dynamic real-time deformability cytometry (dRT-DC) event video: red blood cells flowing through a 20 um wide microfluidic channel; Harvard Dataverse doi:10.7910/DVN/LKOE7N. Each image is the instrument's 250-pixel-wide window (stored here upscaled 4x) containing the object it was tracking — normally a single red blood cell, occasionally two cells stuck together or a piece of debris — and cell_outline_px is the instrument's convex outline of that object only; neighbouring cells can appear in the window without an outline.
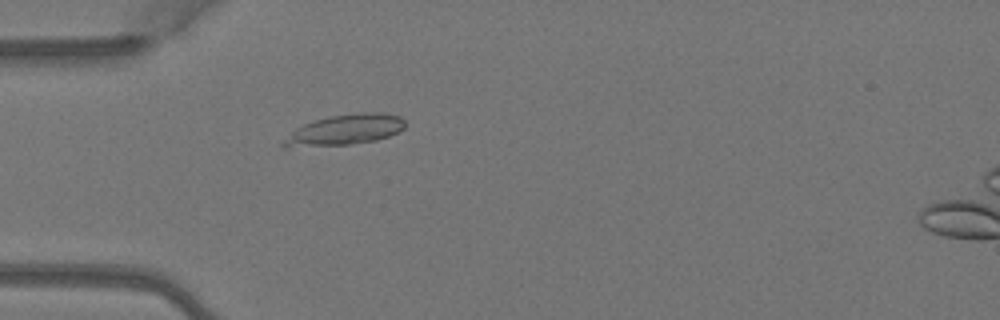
{"species": "Egyptian fruit bat (a non-hibernating species)", "species_latin": "Rousettus aegyptiacus", "temperature_condition": "warm", "stored_images_in_passage": 4, "camera_frame_rate_fps": 3000, "um_per_image_px": 0.085, "animal": {"sex": "female"}, "frame": {"image": 1, "passage_image": 4, "time_ms": 1.0, "image_size_px": [1000, 320], "cell_outline_px": [[404, 128], [400, 132], [376, 140], [348, 144], [284, 148], [280, 144], [296, 128], [304, 124], [328, 116], [364, 112], [384, 112], [400, 116], [404, 120]], "centroid_in_image_um": [29.33, 11.03], "position_along_channel_um": 55.7, "area_um2": 21.56}}